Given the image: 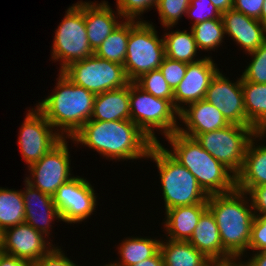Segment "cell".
Instances as JSON below:
<instances>
[{
  "instance_id": "cell-46",
  "label": "cell",
  "mask_w": 266,
  "mask_h": 266,
  "mask_svg": "<svg viewBox=\"0 0 266 266\" xmlns=\"http://www.w3.org/2000/svg\"><path fill=\"white\" fill-rule=\"evenodd\" d=\"M206 266H236V257L225 260H210Z\"/></svg>"
},
{
  "instance_id": "cell-50",
  "label": "cell",
  "mask_w": 266,
  "mask_h": 266,
  "mask_svg": "<svg viewBox=\"0 0 266 266\" xmlns=\"http://www.w3.org/2000/svg\"><path fill=\"white\" fill-rule=\"evenodd\" d=\"M102 266V265H101ZM103 266H114L111 262L109 263L108 262V264H106V265H103Z\"/></svg>"
},
{
  "instance_id": "cell-5",
  "label": "cell",
  "mask_w": 266,
  "mask_h": 266,
  "mask_svg": "<svg viewBox=\"0 0 266 266\" xmlns=\"http://www.w3.org/2000/svg\"><path fill=\"white\" fill-rule=\"evenodd\" d=\"M147 159L156 163L165 211L207 202L208 195L199 186L194 175L175 160L162 143L152 145Z\"/></svg>"
},
{
  "instance_id": "cell-37",
  "label": "cell",
  "mask_w": 266,
  "mask_h": 266,
  "mask_svg": "<svg viewBox=\"0 0 266 266\" xmlns=\"http://www.w3.org/2000/svg\"><path fill=\"white\" fill-rule=\"evenodd\" d=\"M187 64L188 63L173 60L168 57H165L163 59L159 70L162 72L165 81L173 91L183 80L186 73Z\"/></svg>"
},
{
  "instance_id": "cell-13",
  "label": "cell",
  "mask_w": 266,
  "mask_h": 266,
  "mask_svg": "<svg viewBox=\"0 0 266 266\" xmlns=\"http://www.w3.org/2000/svg\"><path fill=\"white\" fill-rule=\"evenodd\" d=\"M96 194L94 187L83 177L74 176L62 184L53 196L61 220L77 224L89 219L96 210Z\"/></svg>"
},
{
  "instance_id": "cell-18",
  "label": "cell",
  "mask_w": 266,
  "mask_h": 266,
  "mask_svg": "<svg viewBox=\"0 0 266 266\" xmlns=\"http://www.w3.org/2000/svg\"><path fill=\"white\" fill-rule=\"evenodd\" d=\"M179 121L185 124L179 126L185 127H179L178 132L191 138L230 125L223 114L205 99L188 104L179 112Z\"/></svg>"
},
{
  "instance_id": "cell-32",
  "label": "cell",
  "mask_w": 266,
  "mask_h": 266,
  "mask_svg": "<svg viewBox=\"0 0 266 266\" xmlns=\"http://www.w3.org/2000/svg\"><path fill=\"white\" fill-rule=\"evenodd\" d=\"M134 83L156 98L170 100L174 105V91L165 81L159 69L142 74Z\"/></svg>"
},
{
  "instance_id": "cell-25",
  "label": "cell",
  "mask_w": 266,
  "mask_h": 266,
  "mask_svg": "<svg viewBox=\"0 0 266 266\" xmlns=\"http://www.w3.org/2000/svg\"><path fill=\"white\" fill-rule=\"evenodd\" d=\"M159 251L164 266H206L210 261L188 241L161 240Z\"/></svg>"
},
{
  "instance_id": "cell-4",
  "label": "cell",
  "mask_w": 266,
  "mask_h": 266,
  "mask_svg": "<svg viewBox=\"0 0 266 266\" xmlns=\"http://www.w3.org/2000/svg\"><path fill=\"white\" fill-rule=\"evenodd\" d=\"M165 139L171 145L166 151L194 175L208 196L236 189V175L204 150L195 138L176 131Z\"/></svg>"
},
{
  "instance_id": "cell-1",
  "label": "cell",
  "mask_w": 266,
  "mask_h": 266,
  "mask_svg": "<svg viewBox=\"0 0 266 266\" xmlns=\"http://www.w3.org/2000/svg\"><path fill=\"white\" fill-rule=\"evenodd\" d=\"M70 140L77 146H88L112 161L146 159L154 144L131 120L90 119Z\"/></svg>"
},
{
  "instance_id": "cell-22",
  "label": "cell",
  "mask_w": 266,
  "mask_h": 266,
  "mask_svg": "<svg viewBox=\"0 0 266 266\" xmlns=\"http://www.w3.org/2000/svg\"><path fill=\"white\" fill-rule=\"evenodd\" d=\"M207 209V202H203L166 210L165 220H163L166 238L188 241L197 227L200 217Z\"/></svg>"
},
{
  "instance_id": "cell-3",
  "label": "cell",
  "mask_w": 266,
  "mask_h": 266,
  "mask_svg": "<svg viewBox=\"0 0 266 266\" xmlns=\"http://www.w3.org/2000/svg\"><path fill=\"white\" fill-rule=\"evenodd\" d=\"M235 189L209 195L208 209L214 215L222 246L231 257H243L248 251L251 226L255 217L249 196Z\"/></svg>"
},
{
  "instance_id": "cell-6",
  "label": "cell",
  "mask_w": 266,
  "mask_h": 266,
  "mask_svg": "<svg viewBox=\"0 0 266 266\" xmlns=\"http://www.w3.org/2000/svg\"><path fill=\"white\" fill-rule=\"evenodd\" d=\"M177 119L179 120V111L170 100L156 98L143 91L134 82L130 83V120L153 143H160L155 135L156 130L165 138L178 131L180 124Z\"/></svg>"
},
{
  "instance_id": "cell-19",
  "label": "cell",
  "mask_w": 266,
  "mask_h": 266,
  "mask_svg": "<svg viewBox=\"0 0 266 266\" xmlns=\"http://www.w3.org/2000/svg\"><path fill=\"white\" fill-rule=\"evenodd\" d=\"M25 189L21 190L25 208V222L45 237L51 235L52 222L62 221L53 197L34 188L24 180Z\"/></svg>"
},
{
  "instance_id": "cell-33",
  "label": "cell",
  "mask_w": 266,
  "mask_h": 266,
  "mask_svg": "<svg viewBox=\"0 0 266 266\" xmlns=\"http://www.w3.org/2000/svg\"><path fill=\"white\" fill-rule=\"evenodd\" d=\"M190 5V0H159L156 10L159 14L160 24L165 30L178 24L182 16L186 15V11Z\"/></svg>"
},
{
  "instance_id": "cell-14",
  "label": "cell",
  "mask_w": 266,
  "mask_h": 266,
  "mask_svg": "<svg viewBox=\"0 0 266 266\" xmlns=\"http://www.w3.org/2000/svg\"><path fill=\"white\" fill-rule=\"evenodd\" d=\"M219 70L210 82L205 100L213 104L229 124L249 126L244 108L242 77L232 82Z\"/></svg>"
},
{
  "instance_id": "cell-35",
  "label": "cell",
  "mask_w": 266,
  "mask_h": 266,
  "mask_svg": "<svg viewBox=\"0 0 266 266\" xmlns=\"http://www.w3.org/2000/svg\"><path fill=\"white\" fill-rule=\"evenodd\" d=\"M159 0H116V10L123 20L145 21L141 14L148 12L153 7L156 9ZM125 18V19H124Z\"/></svg>"
},
{
  "instance_id": "cell-43",
  "label": "cell",
  "mask_w": 266,
  "mask_h": 266,
  "mask_svg": "<svg viewBox=\"0 0 266 266\" xmlns=\"http://www.w3.org/2000/svg\"><path fill=\"white\" fill-rule=\"evenodd\" d=\"M132 266H164V262L160 251H158L153 257L142 260Z\"/></svg>"
},
{
  "instance_id": "cell-9",
  "label": "cell",
  "mask_w": 266,
  "mask_h": 266,
  "mask_svg": "<svg viewBox=\"0 0 266 266\" xmlns=\"http://www.w3.org/2000/svg\"><path fill=\"white\" fill-rule=\"evenodd\" d=\"M62 73L74 84L84 87L95 95L121 89L131 83L123 65L95 55L73 62Z\"/></svg>"
},
{
  "instance_id": "cell-11",
  "label": "cell",
  "mask_w": 266,
  "mask_h": 266,
  "mask_svg": "<svg viewBox=\"0 0 266 266\" xmlns=\"http://www.w3.org/2000/svg\"><path fill=\"white\" fill-rule=\"evenodd\" d=\"M66 140L63 138L39 161L27 168L30 174L25 181L51 197L62 184L74 177L71 176V156Z\"/></svg>"
},
{
  "instance_id": "cell-24",
  "label": "cell",
  "mask_w": 266,
  "mask_h": 266,
  "mask_svg": "<svg viewBox=\"0 0 266 266\" xmlns=\"http://www.w3.org/2000/svg\"><path fill=\"white\" fill-rule=\"evenodd\" d=\"M91 120H130V84L95 95Z\"/></svg>"
},
{
  "instance_id": "cell-34",
  "label": "cell",
  "mask_w": 266,
  "mask_h": 266,
  "mask_svg": "<svg viewBox=\"0 0 266 266\" xmlns=\"http://www.w3.org/2000/svg\"><path fill=\"white\" fill-rule=\"evenodd\" d=\"M252 60L241 77L248 82L266 84V41L255 51L248 53Z\"/></svg>"
},
{
  "instance_id": "cell-7",
  "label": "cell",
  "mask_w": 266,
  "mask_h": 266,
  "mask_svg": "<svg viewBox=\"0 0 266 266\" xmlns=\"http://www.w3.org/2000/svg\"><path fill=\"white\" fill-rule=\"evenodd\" d=\"M153 23L130 20L124 68L128 79L134 82L142 74L159 69L165 56L163 37L159 38Z\"/></svg>"
},
{
  "instance_id": "cell-20",
  "label": "cell",
  "mask_w": 266,
  "mask_h": 266,
  "mask_svg": "<svg viewBox=\"0 0 266 266\" xmlns=\"http://www.w3.org/2000/svg\"><path fill=\"white\" fill-rule=\"evenodd\" d=\"M265 138L266 132H257L247 145L243 167L236 175V189L242 192L247 193L255 186L266 185Z\"/></svg>"
},
{
  "instance_id": "cell-39",
  "label": "cell",
  "mask_w": 266,
  "mask_h": 266,
  "mask_svg": "<svg viewBox=\"0 0 266 266\" xmlns=\"http://www.w3.org/2000/svg\"><path fill=\"white\" fill-rule=\"evenodd\" d=\"M32 266H79L65 255L61 247L54 246L46 255L32 263Z\"/></svg>"
},
{
  "instance_id": "cell-41",
  "label": "cell",
  "mask_w": 266,
  "mask_h": 266,
  "mask_svg": "<svg viewBox=\"0 0 266 266\" xmlns=\"http://www.w3.org/2000/svg\"><path fill=\"white\" fill-rule=\"evenodd\" d=\"M247 195H249L254 214H266V185L251 188Z\"/></svg>"
},
{
  "instance_id": "cell-17",
  "label": "cell",
  "mask_w": 266,
  "mask_h": 266,
  "mask_svg": "<svg viewBox=\"0 0 266 266\" xmlns=\"http://www.w3.org/2000/svg\"><path fill=\"white\" fill-rule=\"evenodd\" d=\"M224 32L245 54L258 49L266 41V26L258 19L246 16L235 9L222 13Z\"/></svg>"
},
{
  "instance_id": "cell-21",
  "label": "cell",
  "mask_w": 266,
  "mask_h": 266,
  "mask_svg": "<svg viewBox=\"0 0 266 266\" xmlns=\"http://www.w3.org/2000/svg\"><path fill=\"white\" fill-rule=\"evenodd\" d=\"M108 4V1L105 0L100 3L84 1V21L87 38L93 51L124 21H119L123 17L117 10L116 12L113 11Z\"/></svg>"
},
{
  "instance_id": "cell-15",
  "label": "cell",
  "mask_w": 266,
  "mask_h": 266,
  "mask_svg": "<svg viewBox=\"0 0 266 266\" xmlns=\"http://www.w3.org/2000/svg\"><path fill=\"white\" fill-rule=\"evenodd\" d=\"M211 56L187 64L183 80L174 90V107L180 112L188 104L205 98L210 82L219 71Z\"/></svg>"
},
{
  "instance_id": "cell-47",
  "label": "cell",
  "mask_w": 266,
  "mask_h": 266,
  "mask_svg": "<svg viewBox=\"0 0 266 266\" xmlns=\"http://www.w3.org/2000/svg\"><path fill=\"white\" fill-rule=\"evenodd\" d=\"M242 258L243 257H236V266H255L249 259L248 261L246 260V262H241V260H243Z\"/></svg>"
},
{
  "instance_id": "cell-42",
  "label": "cell",
  "mask_w": 266,
  "mask_h": 266,
  "mask_svg": "<svg viewBox=\"0 0 266 266\" xmlns=\"http://www.w3.org/2000/svg\"><path fill=\"white\" fill-rule=\"evenodd\" d=\"M0 266H32L27 260L0 252Z\"/></svg>"
},
{
  "instance_id": "cell-44",
  "label": "cell",
  "mask_w": 266,
  "mask_h": 266,
  "mask_svg": "<svg viewBox=\"0 0 266 266\" xmlns=\"http://www.w3.org/2000/svg\"><path fill=\"white\" fill-rule=\"evenodd\" d=\"M210 1L221 14L233 8V0H210Z\"/></svg>"
},
{
  "instance_id": "cell-28",
  "label": "cell",
  "mask_w": 266,
  "mask_h": 266,
  "mask_svg": "<svg viewBox=\"0 0 266 266\" xmlns=\"http://www.w3.org/2000/svg\"><path fill=\"white\" fill-rule=\"evenodd\" d=\"M165 46V56L185 63L196 62L202 57H197L198 46L196 44L192 30H175L165 32L162 35Z\"/></svg>"
},
{
  "instance_id": "cell-38",
  "label": "cell",
  "mask_w": 266,
  "mask_h": 266,
  "mask_svg": "<svg viewBox=\"0 0 266 266\" xmlns=\"http://www.w3.org/2000/svg\"><path fill=\"white\" fill-rule=\"evenodd\" d=\"M266 252V214L255 215L251 226L248 251Z\"/></svg>"
},
{
  "instance_id": "cell-2",
  "label": "cell",
  "mask_w": 266,
  "mask_h": 266,
  "mask_svg": "<svg viewBox=\"0 0 266 266\" xmlns=\"http://www.w3.org/2000/svg\"><path fill=\"white\" fill-rule=\"evenodd\" d=\"M51 95L35 106L63 137L70 139L93 113L95 94L74 84L62 72Z\"/></svg>"
},
{
  "instance_id": "cell-45",
  "label": "cell",
  "mask_w": 266,
  "mask_h": 266,
  "mask_svg": "<svg viewBox=\"0 0 266 266\" xmlns=\"http://www.w3.org/2000/svg\"><path fill=\"white\" fill-rule=\"evenodd\" d=\"M251 255H250L249 260L255 266H266V252H255V253H252Z\"/></svg>"
},
{
  "instance_id": "cell-26",
  "label": "cell",
  "mask_w": 266,
  "mask_h": 266,
  "mask_svg": "<svg viewBox=\"0 0 266 266\" xmlns=\"http://www.w3.org/2000/svg\"><path fill=\"white\" fill-rule=\"evenodd\" d=\"M242 89L249 126L256 132H266V84L252 83L242 78Z\"/></svg>"
},
{
  "instance_id": "cell-48",
  "label": "cell",
  "mask_w": 266,
  "mask_h": 266,
  "mask_svg": "<svg viewBox=\"0 0 266 266\" xmlns=\"http://www.w3.org/2000/svg\"><path fill=\"white\" fill-rule=\"evenodd\" d=\"M262 24L266 26V0L264 2V5L262 7V12L260 15V18L258 19Z\"/></svg>"
},
{
  "instance_id": "cell-31",
  "label": "cell",
  "mask_w": 266,
  "mask_h": 266,
  "mask_svg": "<svg viewBox=\"0 0 266 266\" xmlns=\"http://www.w3.org/2000/svg\"><path fill=\"white\" fill-rule=\"evenodd\" d=\"M199 51H214L224 43L225 32L222 19H210L196 23L190 28Z\"/></svg>"
},
{
  "instance_id": "cell-16",
  "label": "cell",
  "mask_w": 266,
  "mask_h": 266,
  "mask_svg": "<svg viewBox=\"0 0 266 266\" xmlns=\"http://www.w3.org/2000/svg\"><path fill=\"white\" fill-rule=\"evenodd\" d=\"M54 245L26 222L4 230L2 252L34 263Z\"/></svg>"
},
{
  "instance_id": "cell-29",
  "label": "cell",
  "mask_w": 266,
  "mask_h": 266,
  "mask_svg": "<svg viewBox=\"0 0 266 266\" xmlns=\"http://www.w3.org/2000/svg\"><path fill=\"white\" fill-rule=\"evenodd\" d=\"M129 34L130 20H125L107 36L101 45L94 51V55L123 65L126 59Z\"/></svg>"
},
{
  "instance_id": "cell-23",
  "label": "cell",
  "mask_w": 266,
  "mask_h": 266,
  "mask_svg": "<svg viewBox=\"0 0 266 266\" xmlns=\"http://www.w3.org/2000/svg\"><path fill=\"white\" fill-rule=\"evenodd\" d=\"M209 260H225L231 256L222 246L219 229L214 215L207 209L200 217L197 227L188 240Z\"/></svg>"
},
{
  "instance_id": "cell-10",
  "label": "cell",
  "mask_w": 266,
  "mask_h": 266,
  "mask_svg": "<svg viewBox=\"0 0 266 266\" xmlns=\"http://www.w3.org/2000/svg\"><path fill=\"white\" fill-rule=\"evenodd\" d=\"M256 133L250 126L230 124L221 129L198 134L195 140L237 175L243 167L247 145Z\"/></svg>"
},
{
  "instance_id": "cell-40",
  "label": "cell",
  "mask_w": 266,
  "mask_h": 266,
  "mask_svg": "<svg viewBox=\"0 0 266 266\" xmlns=\"http://www.w3.org/2000/svg\"><path fill=\"white\" fill-rule=\"evenodd\" d=\"M265 0H233V9L246 16L259 19Z\"/></svg>"
},
{
  "instance_id": "cell-12",
  "label": "cell",
  "mask_w": 266,
  "mask_h": 266,
  "mask_svg": "<svg viewBox=\"0 0 266 266\" xmlns=\"http://www.w3.org/2000/svg\"><path fill=\"white\" fill-rule=\"evenodd\" d=\"M27 111L19 130L18 145L22 159L30 167L53 149L63 137L36 107Z\"/></svg>"
},
{
  "instance_id": "cell-8",
  "label": "cell",
  "mask_w": 266,
  "mask_h": 266,
  "mask_svg": "<svg viewBox=\"0 0 266 266\" xmlns=\"http://www.w3.org/2000/svg\"><path fill=\"white\" fill-rule=\"evenodd\" d=\"M58 28L52 44V61H60L59 72L76 61L94 55L87 38L84 21V1L69 6Z\"/></svg>"
},
{
  "instance_id": "cell-30",
  "label": "cell",
  "mask_w": 266,
  "mask_h": 266,
  "mask_svg": "<svg viewBox=\"0 0 266 266\" xmlns=\"http://www.w3.org/2000/svg\"><path fill=\"white\" fill-rule=\"evenodd\" d=\"M25 222V208L20 190L0 187V227L5 230Z\"/></svg>"
},
{
  "instance_id": "cell-36",
  "label": "cell",
  "mask_w": 266,
  "mask_h": 266,
  "mask_svg": "<svg viewBox=\"0 0 266 266\" xmlns=\"http://www.w3.org/2000/svg\"><path fill=\"white\" fill-rule=\"evenodd\" d=\"M187 18H191L192 25L202 23L210 19H222V14L216 9L210 0H190L186 11Z\"/></svg>"
},
{
  "instance_id": "cell-49",
  "label": "cell",
  "mask_w": 266,
  "mask_h": 266,
  "mask_svg": "<svg viewBox=\"0 0 266 266\" xmlns=\"http://www.w3.org/2000/svg\"><path fill=\"white\" fill-rule=\"evenodd\" d=\"M3 238H4V230L0 227V252H2Z\"/></svg>"
},
{
  "instance_id": "cell-27",
  "label": "cell",
  "mask_w": 266,
  "mask_h": 266,
  "mask_svg": "<svg viewBox=\"0 0 266 266\" xmlns=\"http://www.w3.org/2000/svg\"><path fill=\"white\" fill-rule=\"evenodd\" d=\"M121 241L117 248L120 258L112 262L114 266H132L153 257L159 251L161 239L131 236Z\"/></svg>"
}]
</instances>
